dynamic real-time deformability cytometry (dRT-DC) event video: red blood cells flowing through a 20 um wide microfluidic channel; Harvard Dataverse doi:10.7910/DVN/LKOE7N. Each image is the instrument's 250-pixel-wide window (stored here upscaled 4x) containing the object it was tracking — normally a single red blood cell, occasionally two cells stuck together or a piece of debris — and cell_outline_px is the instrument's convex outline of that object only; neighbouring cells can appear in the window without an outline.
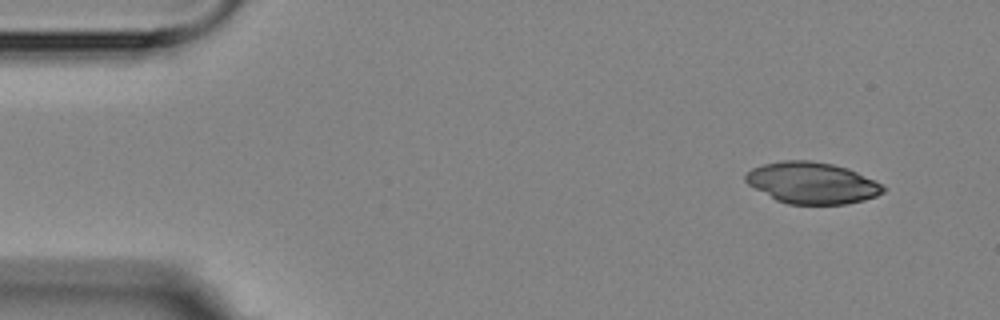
{"species": "Egyptian fruit bat (a non-hibernating species)", "species_latin": "Rousettus aegyptiacus", "temperature_condition": "room temperature", "stored_images_in_passage": 3, "camera_frame_rate_fps": 3000, "um_per_image_px": 0.085, "animal": {"sex": "female"}, "frame": {"image": 1, "passage_image": 1, "time_ms": 0.0, "image_size_px": [1000, 320], "cell_outline_px": [[888, 188], [884, 192], [876, 196], [864, 200], [844, 204], [788, 204], [776, 200], [748, 184], [744, 180], [744, 176], [752, 168], [764, 164], [784, 160], [812, 160], [832, 164], [848, 168]], "centroid_in_image_um": [69.01, 15.55], "position_along_channel_um": 16.0, "area_um2": 33.06}}